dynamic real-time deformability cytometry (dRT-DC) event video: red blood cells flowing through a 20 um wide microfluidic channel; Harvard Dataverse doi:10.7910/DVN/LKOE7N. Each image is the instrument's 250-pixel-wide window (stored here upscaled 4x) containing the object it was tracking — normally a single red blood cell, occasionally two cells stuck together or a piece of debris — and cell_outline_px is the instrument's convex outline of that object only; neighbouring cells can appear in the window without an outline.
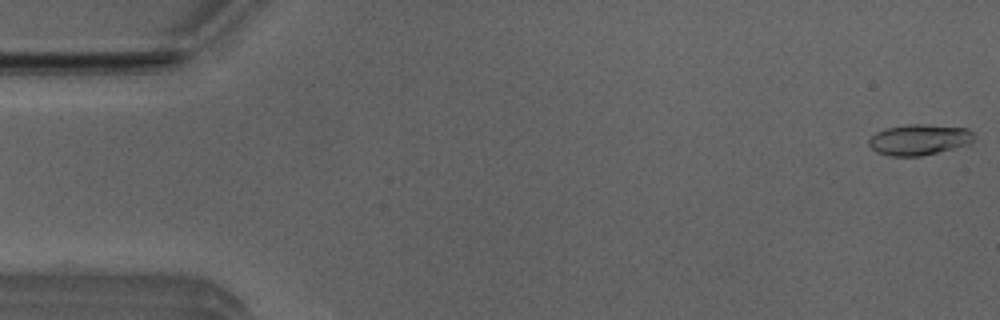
{"species": "Egyptian fruit bat (a non-hibernating species)", "species_latin": "Rousettus aegyptiacus", "temperature_condition": "room temperature", "stored_images_in_passage": 52, "camera_frame_rate_fps": 3000, "um_per_image_px": 0.085, "animal": {"sex": "male"}, "frame": {"image": 1, "passage_image": 1, "time_ms": 0.0, "image_size_px": [1000, 320], "cell_outline_px": [[972, 140], [968, 144], [920, 156], [888, 156], [876, 152], [868, 144], [868, 140], [876, 132], [884, 128], [904, 124], [924, 124], [968, 128], [972, 132]], "centroid_in_image_um": [78.06, 11.86], "position_along_channel_um": 6.9, "area_um2": 18.79}}
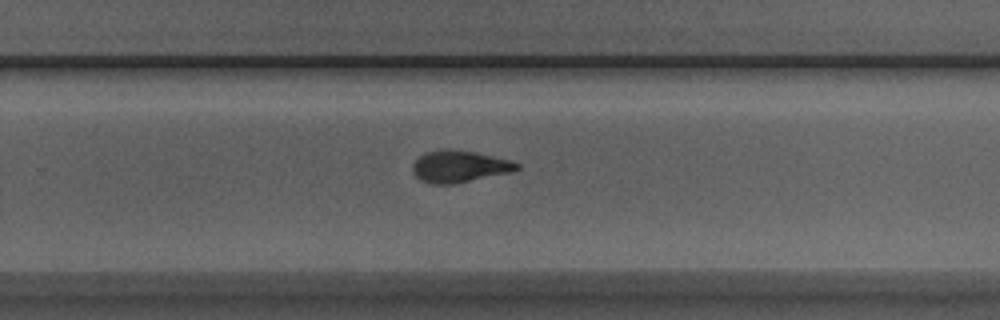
{"frame": {"image": 2, "passage_image": 33, "time_ms": 10.667, "image_size_px": [1000, 320], "cell_outline_px": [[520, 168], [512, 172], [452, 184], [428, 184], [420, 180], [412, 172], [412, 164], [420, 156], [428, 152], [448, 148], [476, 152], [508, 160], [520, 164]], "centroid_in_image_um": [39.02, 14.15], "position_along_channel_um": 290.8, "area_um2": 19.31}}
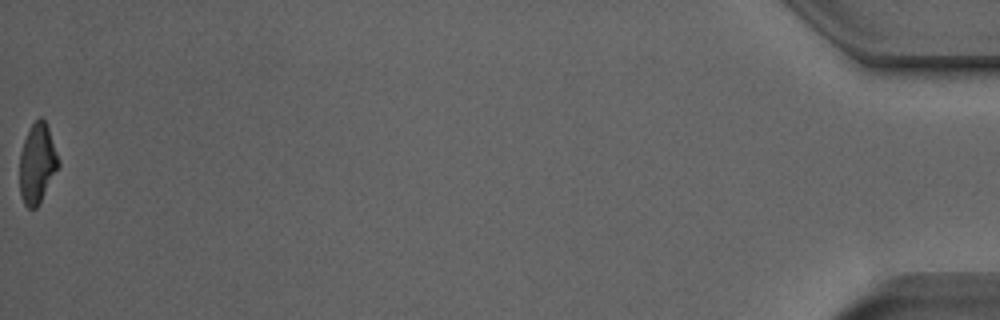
{"frame": {"image": 3, "passage_image": 52, "time_ms": 17.0, "image_size_px": [1000, 320], "cell_outline_px": [[60, 164], [40, 204], [36, 208], [28, 208], [24, 204], [20, 196], [20, 152], [24, 140], [32, 124], [40, 116], [48, 124], [60, 160]], "centroid_in_image_um": [3.18, 13.9], "position_along_channel_um": 432.0, "area_um2": 18.26}, "authors_computed_cell_mechanics": {"area_um2": 18.6983, "velocity_mm_per_s": 3.944, "shape_relaxation_time_tau1_ms": 4.3524, "shape_relaxation_time_tau2_ms": 1.7903, "deformation_change_tau1": 0.1702, "deformation_change_tau2": 0.1005}}